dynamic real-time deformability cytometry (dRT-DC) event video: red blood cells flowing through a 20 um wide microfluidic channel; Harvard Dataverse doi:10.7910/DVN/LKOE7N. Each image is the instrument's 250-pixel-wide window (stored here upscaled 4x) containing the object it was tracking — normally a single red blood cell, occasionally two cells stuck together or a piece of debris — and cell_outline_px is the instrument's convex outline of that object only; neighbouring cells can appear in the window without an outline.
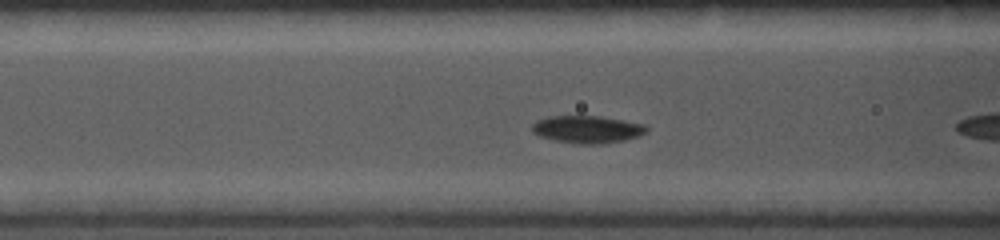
{"species": "common noctule bat (a hibernating species)", "species_latin": "Nyctalus noctula", "temperature_condition": "cold", "stored_images_in_passage": 5, "camera_frame_rate_fps": 5000, "um_per_image_px": 0.085, "animal": {"sex": "female", "body_mass_g": 19.0, "forearm_length_mm": 56.7}, "frame": {"image": 1, "passage_image": 3, "time_ms": 0.4, "image_size_px": [1000, 240], "cell_outline_px": [[648, 132], [640, 136], [624, 140], [600, 144], [576, 144], [556, 140], [540, 136], [532, 132], [532, 124], [536, 120], [548, 116], [600, 116], [624, 120], [644, 124], [648, 128]], "centroid_in_image_um": [49.93, 10.99], "position_along_channel_um": 116.7, "area_um2": 18.44}}